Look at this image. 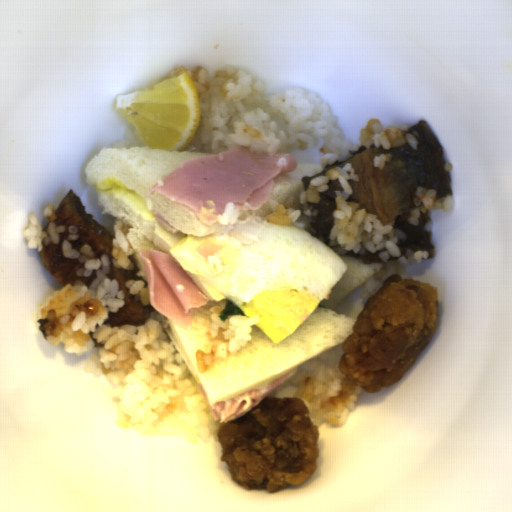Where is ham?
I'll use <instances>...</instances> for the list:
<instances>
[{"mask_svg":"<svg viewBox=\"0 0 512 512\" xmlns=\"http://www.w3.org/2000/svg\"><path fill=\"white\" fill-rule=\"evenodd\" d=\"M292 378V371L286 372L264 388L246 392L226 401L210 404L202 384H196L199 388L212 419L228 424L240 419L256 408L265 398H269L282 389Z\"/></svg>","mask_w":512,"mask_h":512,"instance_id":"ham-3","label":"ham"},{"mask_svg":"<svg viewBox=\"0 0 512 512\" xmlns=\"http://www.w3.org/2000/svg\"><path fill=\"white\" fill-rule=\"evenodd\" d=\"M149 305L170 322L191 329L198 308L210 299L182 269L170 252L140 249Z\"/></svg>","mask_w":512,"mask_h":512,"instance_id":"ham-2","label":"ham"},{"mask_svg":"<svg viewBox=\"0 0 512 512\" xmlns=\"http://www.w3.org/2000/svg\"><path fill=\"white\" fill-rule=\"evenodd\" d=\"M152 214L154 216V218L156 219V221L158 222V224L160 226H162L164 229H166L167 231L169 232H172V233H177L178 231V228L176 226H174L171 222H169L163 215H161L157 210H154L152 211Z\"/></svg>","mask_w":512,"mask_h":512,"instance_id":"ham-4","label":"ham"},{"mask_svg":"<svg viewBox=\"0 0 512 512\" xmlns=\"http://www.w3.org/2000/svg\"><path fill=\"white\" fill-rule=\"evenodd\" d=\"M297 165L290 154L234 146L185 161L142 198L160 194L209 225L222 217L228 204L246 211L263 207L273 193L276 177L294 171Z\"/></svg>","mask_w":512,"mask_h":512,"instance_id":"ham-1","label":"ham"}]
</instances>
